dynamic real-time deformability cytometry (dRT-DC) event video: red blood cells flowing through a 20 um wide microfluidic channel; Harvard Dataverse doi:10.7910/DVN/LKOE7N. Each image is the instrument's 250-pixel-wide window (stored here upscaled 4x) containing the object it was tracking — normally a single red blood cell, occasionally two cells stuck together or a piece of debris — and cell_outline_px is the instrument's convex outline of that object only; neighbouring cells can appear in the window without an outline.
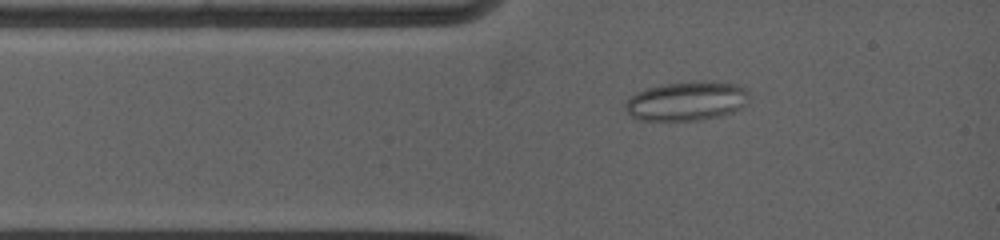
{"species": "common noctule bat (a hibernating species)", "species_latin": "Nyctalus noctula", "temperature_condition": "warm", "stored_images_in_passage": 4, "camera_frame_rate_fps": 5000, "um_per_image_px": 0.085, "animal": {"sex": "female", "body_mass_g": 19.0, "forearm_length_mm": 53.3}, "frame": {"image": 1, "passage_image": 2, "time_ms": 1.4, "image_size_px": [1000, 240], "cell_outline_px": [[744, 92], [736, 108], [728, 112], [712, 116], [688, 120], [648, 120], [632, 116], [628, 112], [628, 100], [636, 92], [660, 84], [692, 80], [716, 80], [736, 84], [744, 88]], "centroid_in_image_um": [58.25, 8.52], "position_along_channel_um": 26.7, "area_um2": 26.93}}
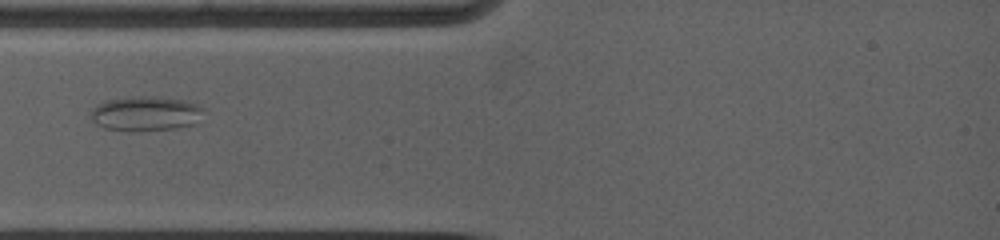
{"frame": {"image": 2, "passage_image": 3, "time_ms": 2.8, "image_size_px": [1000, 240], "cell_outline_px": [[200, 108], [188, 124], [172, 128], [108, 128], [100, 124], [92, 116], [92, 112], [100, 104], [108, 100], [132, 96], [160, 96], [184, 100], [196, 104]], "centroid_in_image_um": [12.33, 9.57], "position_along_channel_um": 72.7, "area_um2": 20.58}}